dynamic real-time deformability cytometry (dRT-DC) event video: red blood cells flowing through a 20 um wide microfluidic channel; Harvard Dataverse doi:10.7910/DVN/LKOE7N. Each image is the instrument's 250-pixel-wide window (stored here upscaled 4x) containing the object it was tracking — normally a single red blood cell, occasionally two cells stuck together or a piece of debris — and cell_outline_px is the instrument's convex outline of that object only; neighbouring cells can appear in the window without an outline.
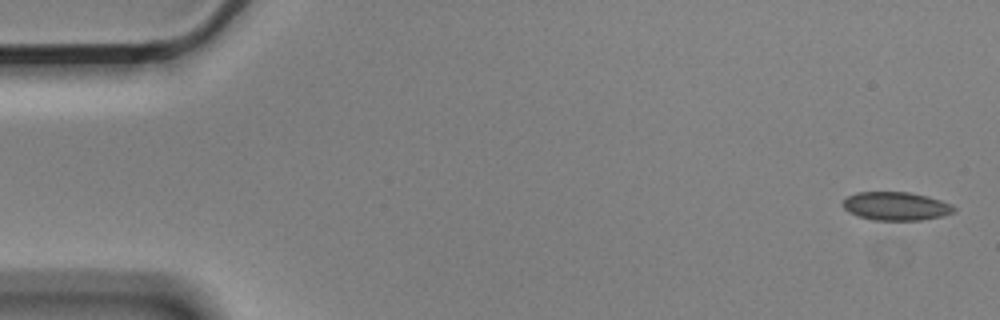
{"species": "Egyptian fruit bat (a non-hibernating species)", "species_latin": "Rousettus aegyptiacus", "temperature_condition": "cold", "stored_images_in_passage": 5, "camera_frame_rate_fps": 3000, "um_per_image_px": 0.085, "animal": {"sex": "male"}, "frame": {"image": 1, "passage_image": 1, "time_ms": 0.0, "image_size_px": [1000, 320], "cell_outline_px": [[956, 212], [944, 216], [920, 220], [872, 220], [856, 216], [848, 212], [840, 204], [848, 196], [856, 192], [908, 192], [928, 196], [952, 204], [956, 208]], "centroid_in_image_um": [76.16, 17.53], "position_along_channel_um": 8.8, "area_um2": 18.67}}
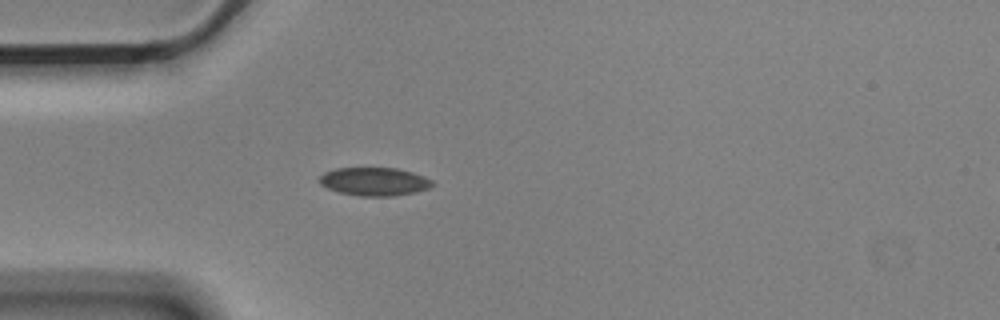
{"frame": {"image": 2, "passage_image": 5, "time_ms": 1.333, "image_size_px": [1000, 320], "cell_outline_px": [[436, 184], [428, 188], [416, 192], [396, 196], [360, 196], [340, 192], [328, 188], [320, 184], [320, 176], [324, 172], [336, 168], [396, 168], [412, 172], [424, 176], [432, 180]], "centroid_in_image_um": [31.85, 15.43], "position_along_channel_um": 53.1, "area_um2": 18.61}}